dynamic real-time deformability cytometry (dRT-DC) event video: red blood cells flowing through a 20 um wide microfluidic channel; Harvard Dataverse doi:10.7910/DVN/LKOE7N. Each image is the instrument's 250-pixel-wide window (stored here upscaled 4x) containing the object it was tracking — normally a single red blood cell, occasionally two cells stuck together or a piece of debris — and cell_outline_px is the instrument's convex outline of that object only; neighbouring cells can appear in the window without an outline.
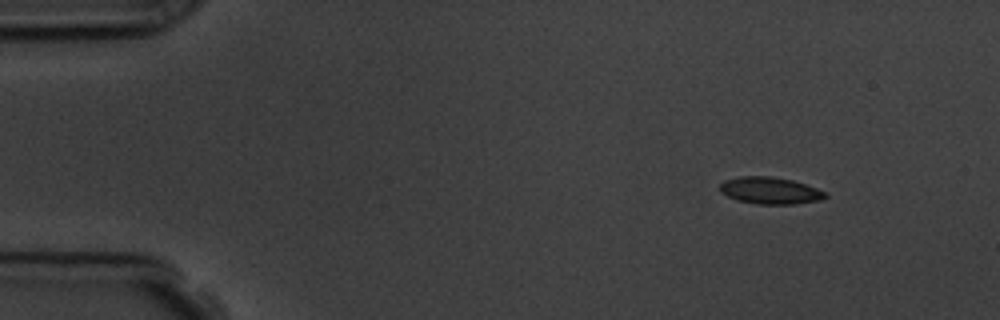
{"species": "common noctule bat (a hibernating species)", "species_latin": "Nyctalus noctula", "temperature_condition": "room temperature", "stored_images_in_passage": 51, "camera_frame_rate_fps": 3000, "um_per_image_px": 0.085, "animal": {"sex": "male", "body_mass_g": 19.5, "forearm_length_mm": 54.6}, "frame": {"image": 1, "passage_image": 1, "time_ms": 0.0, "image_size_px": [1000, 320], "cell_outline_px": [[828, 196], [824, 200], [792, 204], [756, 204], [736, 200], [720, 192], [720, 184], [724, 180], [740, 176], [772, 176], [792, 180], [816, 188], [824, 192]], "centroid_in_image_um": [65.45, 16.2], "position_along_channel_um": 19.6, "area_um2": 16.59}}
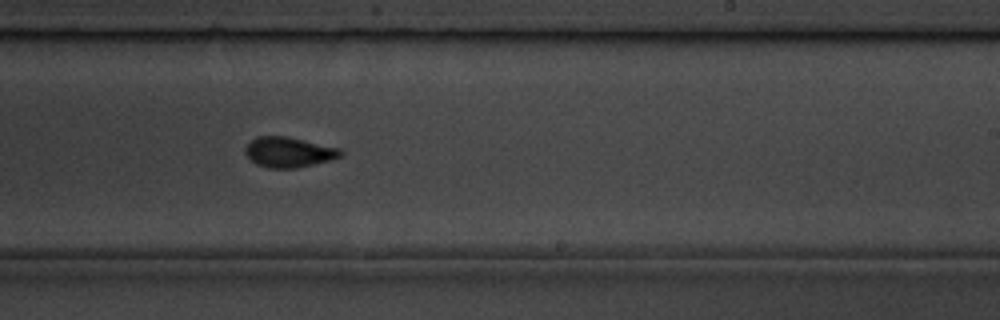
{"frame": {"image": 2, "passage_image": 29, "time_ms": 9.333, "image_size_px": [1000, 320], "cell_outline_px": [[344, 156], [296, 168], [268, 168], [256, 164], [244, 152], [244, 148], [248, 140], [256, 136], [288, 136], [340, 148], [344, 152]], "centroid_in_image_um": [24.52, 12.91], "position_along_channel_um": 264.5, "area_um2": 16.99}}
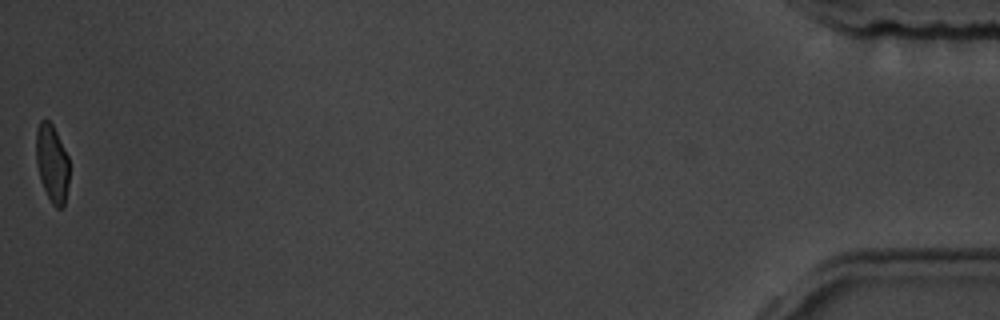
{"frame": {"image": 3, "passage_image": 51, "time_ms": 16.667, "image_size_px": [1000, 320], "cell_outline_px": [[68, 184], [64, 204], [60, 208], [56, 208], [52, 204], [40, 180], [36, 164], [36, 128], [40, 120], [48, 120], [52, 124], [68, 156]], "centroid_in_image_um": [4.4, 13.87], "position_along_channel_um": 430.8, "area_um2": 14.91}, "authors_computed_cell_mechanics": {"area_um2": 16.762, "velocity_mm_per_s": 3.6115, "shape_relaxation_time_tau1_ms": 5.3016, "shape_relaxation_time_tau2_ms": 0.7387, "deformation_change_tau1": 0.1249, "deformation_change_tau2": 0.0524}}